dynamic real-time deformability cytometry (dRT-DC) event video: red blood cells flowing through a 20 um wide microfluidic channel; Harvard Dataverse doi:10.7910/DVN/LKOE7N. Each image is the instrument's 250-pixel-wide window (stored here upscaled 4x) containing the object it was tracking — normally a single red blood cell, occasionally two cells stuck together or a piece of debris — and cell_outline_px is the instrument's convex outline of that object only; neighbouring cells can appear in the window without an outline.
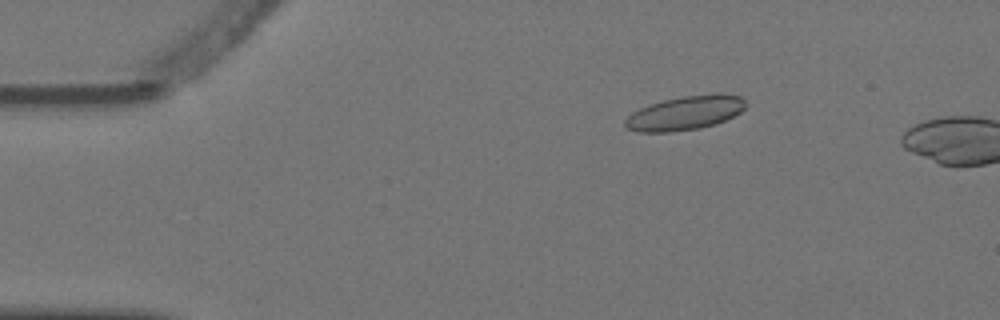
{"species": "Egyptian fruit bat (a non-hibernating species)", "species_latin": "Rousettus aegyptiacus", "temperature_condition": "warm", "stored_images_in_passage": 6, "camera_frame_rate_fps": 3000, "um_per_image_px": 0.085, "animal": {"sex": "female"}, "frame": {"image": 1, "passage_image": 3, "time_ms": 0.667, "image_size_px": [1000, 320], "cell_outline_px": [[748, 104], [740, 112], [716, 124], [700, 128], [668, 132], [636, 132], [628, 128], [624, 124], [624, 120], [632, 112], [648, 104], [664, 100], [684, 96], [716, 92], [720, 92], [740, 96]], "centroid_in_image_um": [58.24, 9.59], "position_along_channel_um": 26.8, "area_um2": 24.1}}